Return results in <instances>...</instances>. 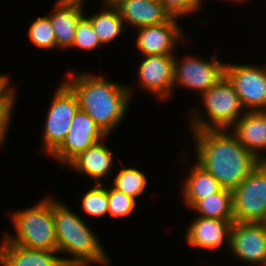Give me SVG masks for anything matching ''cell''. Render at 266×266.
Segmentation results:
<instances>
[{"label":"cell","instance_id":"1","mask_svg":"<svg viewBox=\"0 0 266 266\" xmlns=\"http://www.w3.org/2000/svg\"><path fill=\"white\" fill-rule=\"evenodd\" d=\"M196 163L212 174L223 188L234 190L262 162L233 134L221 130L193 131Z\"/></svg>","mask_w":266,"mask_h":266},{"label":"cell","instance_id":"2","mask_svg":"<svg viewBox=\"0 0 266 266\" xmlns=\"http://www.w3.org/2000/svg\"><path fill=\"white\" fill-rule=\"evenodd\" d=\"M64 83L78 99L80 109L85 111L108 135L126 114L131 90L107 81L102 75L68 74Z\"/></svg>","mask_w":266,"mask_h":266},{"label":"cell","instance_id":"3","mask_svg":"<svg viewBox=\"0 0 266 266\" xmlns=\"http://www.w3.org/2000/svg\"><path fill=\"white\" fill-rule=\"evenodd\" d=\"M53 217L58 252L64 251L74 257L63 258L66 266H89L93 262L104 266L109 264L98 237L87 227L84 220L54 199Z\"/></svg>","mask_w":266,"mask_h":266},{"label":"cell","instance_id":"4","mask_svg":"<svg viewBox=\"0 0 266 266\" xmlns=\"http://www.w3.org/2000/svg\"><path fill=\"white\" fill-rule=\"evenodd\" d=\"M11 219L16 236L4 234L9 242L32 249L58 251L51 197L31 208L12 213Z\"/></svg>","mask_w":266,"mask_h":266},{"label":"cell","instance_id":"5","mask_svg":"<svg viewBox=\"0 0 266 266\" xmlns=\"http://www.w3.org/2000/svg\"><path fill=\"white\" fill-rule=\"evenodd\" d=\"M201 95L209 120L195 114L190 123L192 131L227 130L242 116L240 113L244 107L234 85L226 76Z\"/></svg>","mask_w":266,"mask_h":266},{"label":"cell","instance_id":"6","mask_svg":"<svg viewBox=\"0 0 266 266\" xmlns=\"http://www.w3.org/2000/svg\"><path fill=\"white\" fill-rule=\"evenodd\" d=\"M232 192L235 221L266 223V162H261Z\"/></svg>","mask_w":266,"mask_h":266},{"label":"cell","instance_id":"7","mask_svg":"<svg viewBox=\"0 0 266 266\" xmlns=\"http://www.w3.org/2000/svg\"><path fill=\"white\" fill-rule=\"evenodd\" d=\"M79 109L76 95L63 82L57 88L47 113L43 135L47 154L51 155L62 144Z\"/></svg>","mask_w":266,"mask_h":266},{"label":"cell","instance_id":"8","mask_svg":"<svg viewBox=\"0 0 266 266\" xmlns=\"http://www.w3.org/2000/svg\"><path fill=\"white\" fill-rule=\"evenodd\" d=\"M225 76L234 85L244 109L266 111V68L226 63Z\"/></svg>","mask_w":266,"mask_h":266},{"label":"cell","instance_id":"9","mask_svg":"<svg viewBox=\"0 0 266 266\" xmlns=\"http://www.w3.org/2000/svg\"><path fill=\"white\" fill-rule=\"evenodd\" d=\"M216 55L207 62L193 57H186L180 63L174 60L173 88L179 84L187 89L206 92L225 76V65L216 59Z\"/></svg>","mask_w":266,"mask_h":266},{"label":"cell","instance_id":"10","mask_svg":"<svg viewBox=\"0 0 266 266\" xmlns=\"http://www.w3.org/2000/svg\"><path fill=\"white\" fill-rule=\"evenodd\" d=\"M105 137L106 134L96 122L85 111L79 109L67 136L51 156L68 165L81 152Z\"/></svg>","mask_w":266,"mask_h":266},{"label":"cell","instance_id":"11","mask_svg":"<svg viewBox=\"0 0 266 266\" xmlns=\"http://www.w3.org/2000/svg\"><path fill=\"white\" fill-rule=\"evenodd\" d=\"M229 247L243 262L266 266V223L234 221Z\"/></svg>","mask_w":266,"mask_h":266},{"label":"cell","instance_id":"12","mask_svg":"<svg viewBox=\"0 0 266 266\" xmlns=\"http://www.w3.org/2000/svg\"><path fill=\"white\" fill-rule=\"evenodd\" d=\"M138 74L139 83L161 100L171 96L174 81V55L144 56Z\"/></svg>","mask_w":266,"mask_h":266},{"label":"cell","instance_id":"13","mask_svg":"<svg viewBox=\"0 0 266 266\" xmlns=\"http://www.w3.org/2000/svg\"><path fill=\"white\" fill-rule=\"evenodd\" d=\"M176 19L171 17L165 23L139 28L136 37L138 51L144 56L173 55L176 41L183 38Z\"/></svg>","mask_w":266,"mask_h":266},{"label":"cell","instance_id":"14","mask_svg":"<svg viewBox=\"0 0 266 266\" xmlns=\"http://www.w3.org/2000/svg\"><path fill=\"white\" fill-rule=\"evenodd\" d=\"M234 221L197 217L187 231V243L194 248L215 249L230 243Z\"/></svg>","mask_w":266,"mask_h":266},{"label":"cell","instance_id":"15","mask_svg":"<svg viewBox=\"0 0 266 266\" xmlns=\"http://www.w3.org/2000/svg\"><path fill=\"white\" fill-rule=\"evenodd\" d=\"M242 114L233 125V135L249 152L266 162L259 152L266 149V111H245Z\"/></svg>","mask_w":266,"mask_h":266},{"label":"cell","instance_id":"16","mask_svg":"<svg viewBox=\"0 0 266 266\" xmlns=\"http://www.w3.org/2000/svg\"><path fill=\"white\" fill-rule=\"evenodd\" d=\"M58 251L27 248L9 242L5 237L0 245L2 266H66Z\"/></svg>","mask_w":266,"mask_h":266},{"label":"cell","instance_id":"17","mask_svg":"<svg viewBox=\"0 0 266 266\" xmlns=\"http://www.w3.org/2000/svg\"><path fill=\"white\" fill-rule=\"evenodd\" d=\"M115 7L123 22L137 28L159 25L171 18L159 0H122Z\"/></svg>","mask_w":266,"mask_h":266},{"label":"cell","instance_id":"18","mask_svg":"<svg viewBox=\"0 0 266 266\" xmlns=\"http://www.w3.org/2000/svg\"><path fill=\"white\" fill-rule=\"evenodd\" d=\"M112 153L102 140L81 152L68 165L95 179V184L107 176L112 166ZM99 179V180H98Z\"/></svg>","mask_w":266,"mask_h":266},{"label":"cell","instance_id":"19","mask_svg":"<svg viewBox=\"0 0 266 266\" xmlns=\"http://www.w3.org/2000/svg\"><path fill=\"white\" fill-rule=\"evenodd\" d=\"M82 7L56 3L50 21L56 36V46L72 48L78 21L84 15Z\"/></svg>","mask_w":266,"mask_h":266},{"label":"cell","instance_id":"20","mask_svg":"<svg viewBox=\"0 0 266 266\" xmlns=\"http://www.w3.org/2000/svg\"><path fill=\"white\" fill-rule=\"evenodd\" d=\"M184 183L182 188L184 201L189 207L196 201L223 189L218 180L197 163L192 167V171Z\"/></svg>","mask_w":266,"mask_h":266},{"label":"cell","instance_id":"21","mask_svg":"<svg viewBox=\"0 0 266 266\" xmlns=\"http://www.w3.org/2000/svg\"><path fill=\"white\" fill-rule=\"evenodd\" d=\"M200 214L202 218H213L220 220L235 221L233 214V192L223 188L216 194H211L196 201L191 207Z\"/></svg>","mask_w":266,"mask_h":266},{"label":"cell","instance_id":"22","mask_svg":"<svg viewBox=\"0 0 266 266\" xmlns=\"http://www.w3.org/2000/svg\"><path fill=\"white\" fill-rule=\"evenodd\" d=\"M106 9L89 17L92 27L96 32L101 44L110 43L123 29V19L116 7L105 6Z\"/></svg>","mask_w":266,"mask_h":266},{"label":"cell","instance_id":"23","mask_svg":"<svg viewBox=\"0 0 266 266\" xmlns=\"http://www.w3.org/2000/svg\"><path fill=\"white\" fill-rule=\"evenodd\" d=\"M147 178L136 168L123 166L116 175L113 187L136 199L146 191Z\"/></svg>","mask_w":266,"mask_h":266},{"label":"cell","instance_id":"24","mask_svg":"<svg viewBox=\"0 0 266 266\" xmlns=\"http://www.w3.org/2000/svg\"><path fill=\"white\" fill-rule=\"evenodd\" d=\"M29 40L41 49L56 48V36L49 16L36 18L28 30Z\"/></svg>","mask_w":266,"mask_h":266},{"label":"cell","instance_id":"25","mask_svg":"<svg viewBox=\"0 0 266 266\" xmlns=\"http://www.w3.org/2000/svg\"><path fill=\"white\" fill-rule=\"evenodd\" d=\"M82 209L85 213L94 217L108 214V193L101 183H96L94 188L84 194Z\"/></svg>","mask_w":266,"mask_h":266},{"label":"cell","instance_id":"26","mask_svg":"<svg viewBox=\"0 0 266 266\" xmlns=\"http://www.w3.org/2000/svg\"><path fill=\"white\" fill-rule=\"evenodd\" d=\"M108 215L111 217H125L134 212L137 199L118 191L113 186L107 190Z\"/></svg>","mask_w":266,"mask_h":266},{"label":"cell","instance_id":"27","mask_svg":"<svg viewBox=\"0 0 266 266\" xmlns=\"http://www.w3.org/2000/svg\"><path fill=\"white\" fill-rule=\"evenodd\" d=\"M102 45L96 32L92 27V22L89 17L83 15L78 21L75 40L72 47H79L85 50H94L96 47Z\"/></svg>","mask_w":266,"mask_h":266},{"label":"cell","instance_id":"28","mask_svg":"<svg viewBox=\"0 0 266 266\" xmlns=\"http://www.w3.org/2000/svg\"><path fill=\"white\" fill-rule=\"evenodd\" d=\"M171 17H180L195 12L202 0H159Z\"/></svg>","mask_w":266,"mask_h":266},{"label":"cell","instance_id":"29","mask_svg":"<svg viewBox=\"0 0 266 266\" xmlns=\"http://www.w3.org/2000/svg\"><path fill=\"white\" fill-rule=\"evenodd\" d=\"M15 91L12 90L1 102H0V144L5 140V134L7 133L8 126L10 125V119L12 116V109L15 102Z\"/></svg>","mask_w":266,"mask_h":266},{"label":"cell","instance_id":"30","mask_svg":"<svg viewBox=\"0 0 266 266\" xmlns=\"http://www.w3.org/2000/svg\"><path fill=\"white\" fill-rule=\"evenodd\" d=\"M6 75H0V102L13 90Z\"/></svg>","mask_w":266,"mask_h":266},{"label":"cell","instance_id":"31","mask_svg":"<svg viewBox=\"0 0 266 266\" xmlns=\"http://www.w3.org/2000/svg\"><path fill=\"white\" fill-rule=\"evenodd\" d=\"M84 0H58L56 1L57 3L63 4V5H73V6H80L83 7L81 5V3H83ZM86 1V0H85Z\"/></svg>","mask_w":266,"mask_h":266},{"label":"cell","instance_id":"32","mask_svg":"<svg viewBox=\"0 0 266 266\" xmlns=\"http://www.w3.org/2000/svg\"><path fill=\"white\" fill-rule=\"evenodd\" d=\"M122 0H103V2H105L104 6H113L115 7L116 5H118Z\"/></svg>","mask_w":266,"mask_h":266}]
</instances>
